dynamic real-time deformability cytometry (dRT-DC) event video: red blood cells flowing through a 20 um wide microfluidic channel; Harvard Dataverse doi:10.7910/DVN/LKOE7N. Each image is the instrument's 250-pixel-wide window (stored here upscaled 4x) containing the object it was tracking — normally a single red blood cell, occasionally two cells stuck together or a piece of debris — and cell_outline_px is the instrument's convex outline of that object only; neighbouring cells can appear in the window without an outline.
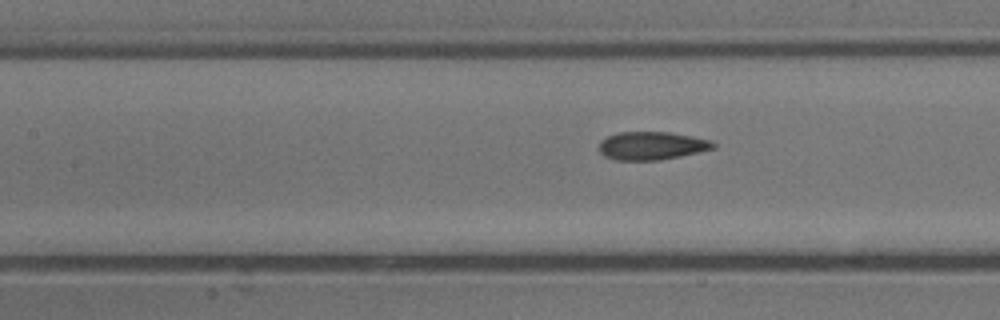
{"species": "common noctule bat (a hibernating species)", "species_latin": "Nyctalus noctula", "temperature_condition": "cold", "stored_images_in_passage": 9, "camera_frame_rate_fps": 3000, "um_per_image_px": 0.085, "animal": {"sex": "male", "body_mass_g": 13.3}, "frame": {"image": 1, "passage_image": 7, "time_ms": 2.0, "image_size_px": [1000, 320], "cell_outline_px": [[716, 148], [680, 156], [660, 160], [616, 160], [604, 156], [600, 152], [600, 140], [608, 136], [620, 132], [672, 132], [712, 140], [716, 144]], "centroid_in_image_um": [55.42, 12.38], "position_along_channel_um": 152.0, "area_um2": 18.79}}
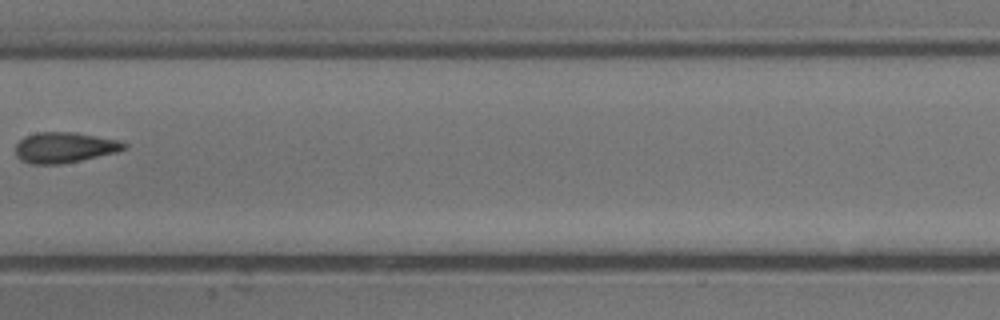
{"frame": {"image": 2, "passage_image": 8, "time_ms": 2.333, "image_size_px": [1000, 320], "cell_outline_px": [[128, 148], [116, 152], [80, 160], [60, 164], [32, 164], [20, 160], [16, 156], [16, 144], [24, 136], [36, 132], [76, 132], [120, 140], [128, 144]], "centroid_in_image_um": [5.49, 12.52], "position_along_channel_um": 201.9, "area_um2": 19.48}}
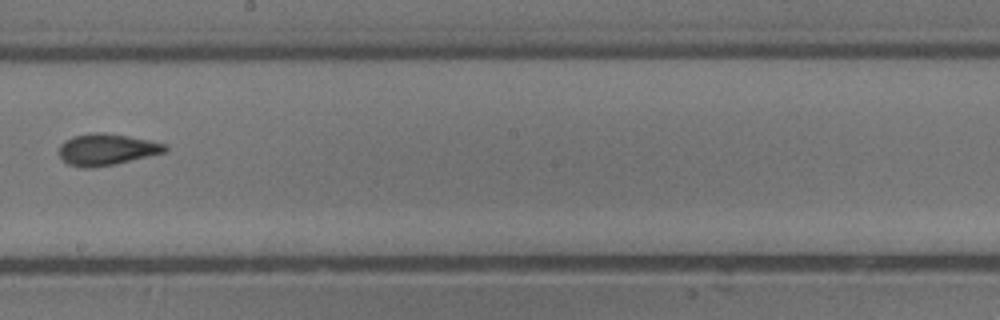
{"frame": {"image": 3, "passage_image": 9, "time_ms": 2.667, "image_size_px": [1000, 320], "cell_outline_px": [[168, 148], [164, 152], [116, 164], [88, 168], [84, 168], [68, 164], [60, 156], [60, 144], [64, 140], [72, 136], [88, 132], [104, 132], [128, 136], [148, 140], [164, 144]], "centroid_in_image_um": [9.02, 12.69], "position_along_channel_um": 239.2, "area_um2": 19.36}}